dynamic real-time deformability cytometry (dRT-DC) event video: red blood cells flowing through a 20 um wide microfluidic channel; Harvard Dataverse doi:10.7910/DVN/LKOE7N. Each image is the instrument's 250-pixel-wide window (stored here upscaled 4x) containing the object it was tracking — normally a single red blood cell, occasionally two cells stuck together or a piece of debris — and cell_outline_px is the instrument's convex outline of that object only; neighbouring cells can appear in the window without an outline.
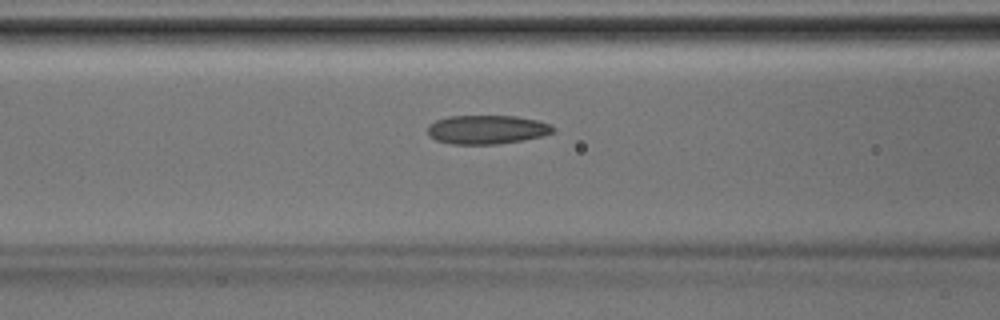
{"species": "Egyptian fruit bat (a non-hibernating species)", "species_latin": "Rousettus aegyptiacus", "temperature_condition": "room temperature", "stored_images_in_passage": 26, "camera_frame_rate_fps": 3000, "um_per_image_px": 0.085, "animal": {"sex": "male"}, "frame": {"image": 1, "passage_image": 6, "time_ms": 1.667, "image_size_px": [1000, 320], "cell_outline_px": [[556, 128], [552, 132], [540, 136], [524, 140], [500, 144], [452, 144], [436, 140], [428, 136], [428, 124], [436, 120], [448, 116], [516, 116], [536, 120], [548, 124]], "centroid_in_image_um": [41.34, 11.01], "position_along_channel_um": 125.3, "area_um2": 21.1}}
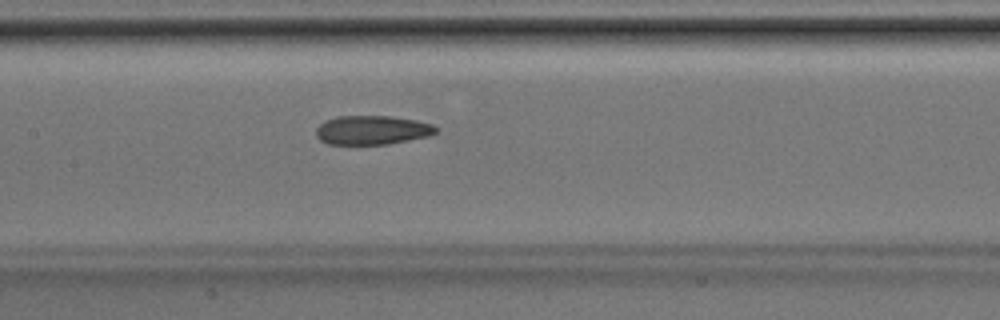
{"frame": {"image": 2, "passage_image": 9, "time_ms": 2.667, "image_size_px": [1000, 320], "cell_outline_px": [[436, 132], [428, 136], [388, 144], [328, 144], [320, 140], [316, 136], [316, 128], [324, 120], [336, 116], [388, 116], [416, 120], [432, 124], [436, 128]], "centroid_in_image_um": [31.58, 11.05], "position_along_channel_um": 175.8, "area_um2": 20.23}}
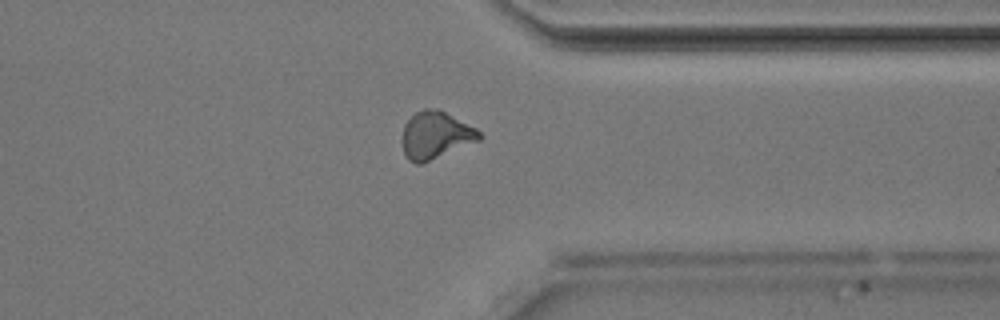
{"frame": {"image": 3, "passage_image": 21, "time_ms": 6.667, "image_size_px": [1000, 320], "cell_outline_px": [[484, 136], [480, 140], [424, 164], [416, 164], [408, 160], [404, 152], [404, 124], [416, 112], [424, 108], [440, 108], [476, 128]], "centroid_in_image_um": [37.07, 11.49], "position_along_channel_um": 374.3, "area_um2": 21.44}}